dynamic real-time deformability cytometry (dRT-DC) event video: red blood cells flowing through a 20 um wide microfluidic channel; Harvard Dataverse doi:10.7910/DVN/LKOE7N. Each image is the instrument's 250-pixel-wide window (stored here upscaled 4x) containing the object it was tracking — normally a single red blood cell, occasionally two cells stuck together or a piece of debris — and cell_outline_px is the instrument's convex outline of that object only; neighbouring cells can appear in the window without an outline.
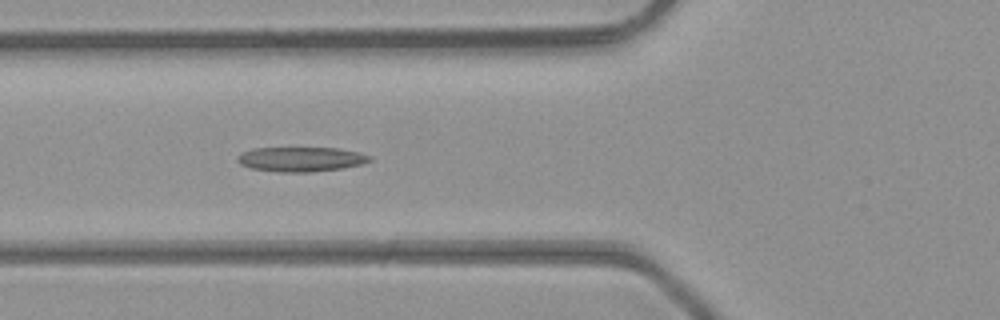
{"species": "common noctule bat (a hibernating species)", "species_latin": "Nyctalus noctula", "temperature_condition": "room temperature", "stored_images_in_passage": 6, "camera_frame_rate_fps": 3000, "um_per_image_px": 0.085, "animal": {"sex": "male", "body_mass_g": 23.1, "forearm_length_mm": 52.7}, "frame": {"image": 1, "passage_image": 6, "time_ms": 1.667, "image_size_px": [1000, 320], "cell_outline_px": [[372, 160], [360, 164], [340, 168], [308, 172], [280, 172], [252, 168], [240, 164], [236, 160], [236, 156], [240, 152], [252, 148], [336, 148], [356, 152], [372, 156]], "centroid_in_image_um": [25.51, 13.52], "position_along_channel_um": 100.3, "area_um2": 18.84}}